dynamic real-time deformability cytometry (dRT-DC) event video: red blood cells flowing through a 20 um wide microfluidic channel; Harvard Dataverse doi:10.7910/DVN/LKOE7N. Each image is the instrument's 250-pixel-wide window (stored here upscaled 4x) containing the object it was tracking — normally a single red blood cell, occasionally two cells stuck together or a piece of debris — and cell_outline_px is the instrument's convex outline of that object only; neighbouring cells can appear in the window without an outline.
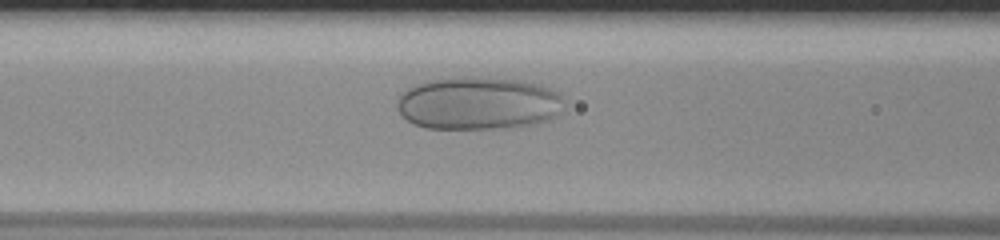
{"species": "human", "species_latin": "Homo sapiens", "temperature_condition": "room temperature", "stored_images_in_passage": 45, "camera_frame_rate_fps": 3000, "um_per_image_px": 0.085, "donor": {"sex": "male"}, "frame": {"image": 1, "passage_image": 15, "time_ms": 4.667, "image_size_px": [1000, 240], "cell_outline_px": [[564, 104], [560, 112], [556, 116], [548, 120], [536, 124], [512, 128], [428, 128], [412, 124], [396, 108], [396, 100], [408, 88], [416, 84], [432, 80], [460, 76], [476, 76], [524, 80], [540, 84], [556, 92], [564, 100]], "centroid_in_image_um": [40.68, 8.77], "position_along_channel_um": 125.9, "area_um2": 51.9}}
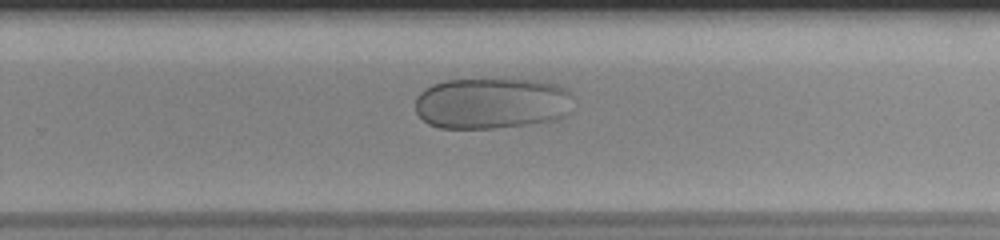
{"frame": {"image": 2, "passage_image": 28, "time_ms": 9.0, "image_size_px": [1000, 240], "cell_outline_px": [[572, 92], [568, 112], [564, 116], [556, 120], [528, 124], [492, 128], [440, 128], [428, 124], [416, 112], [416, 96], [424, 88], [432, 84], [444, 80], [536, 80], [556, 84], [568, 88]], "centroid_in_image_um": [41.79, 8.77], "position_along_channel_um": 288.0, "area_um2": 47.28}}
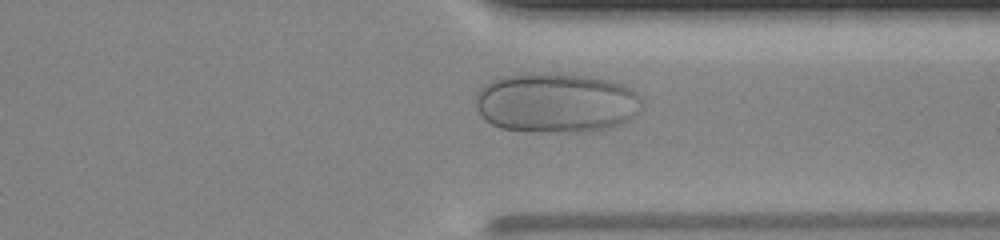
{"frame": {"image": 3, "passage_image": 34, "time_ms": 11.0, "image_size_px": [1000, 240], "cell_outline_px": [[644, 104], [640, 112], [632, 120], [608, 128], [588, 132], [528, 132], [500, 128], [484, 120], [476, 108], [476, 92], [484, 84], [500, 76], [524, 72], [532, 72], [584, 76], [612, 80], [628, 88], [640, 96]], "centroid_in_image_um": [47.26, 8.75], "position_along_channel_um": 364.1, "area_um2": 59.07}}